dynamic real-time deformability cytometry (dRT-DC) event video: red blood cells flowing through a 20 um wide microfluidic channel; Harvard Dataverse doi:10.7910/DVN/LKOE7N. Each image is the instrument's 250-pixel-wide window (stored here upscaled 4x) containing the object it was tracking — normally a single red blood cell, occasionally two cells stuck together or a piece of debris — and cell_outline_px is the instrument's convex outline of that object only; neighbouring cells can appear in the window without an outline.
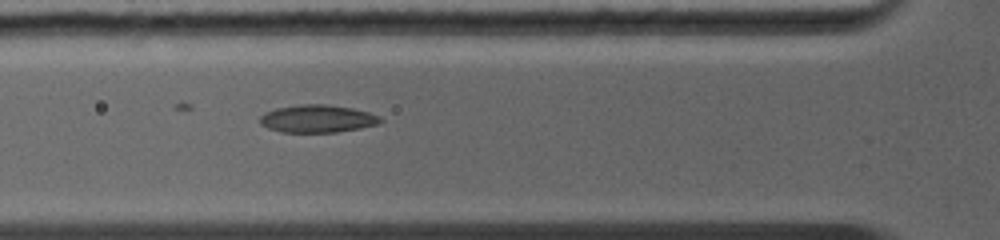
{"species": "common noctule bat (a hibernating species)", "species_latin": "Nyctalus noctula", "temperature_condition": "warm", "stored_images_in_passage": 22, "camera_frame_rate_fps": 5000, "um_per_image_px": 0.085, "animal": {"sex": "female", "body_mass_g": 19.0, "forearm_length_mm": 56.7}, "frame": {"image": 1, "passage_image": 7, "time_ms": 3.6, "image_size_px": [1000, 240], "cell_outline_px": [[384, 120], [380, 124], [360, 128], [336, 132], [280, 132], [268, 128], [260, 124], [260, 116], [264, 112], [276, 108], [300, 104], [324, 104], [352, 108], [368, 112], [380, 116]], "centroid_in_image_um": [26.98, 10.09], "position_along_channel_um": 98.8, "area_um2": 19.54}}
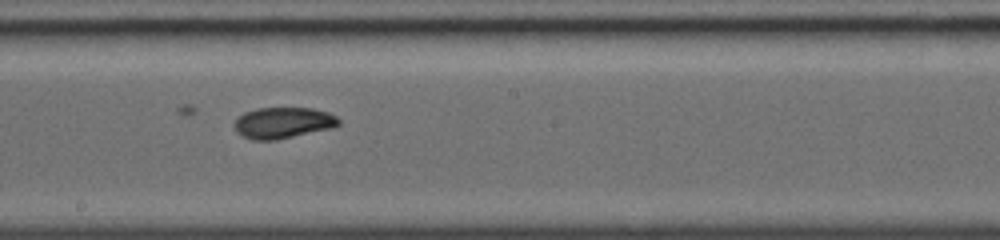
{"frame": {"image": 2, "passage_image": 12, "time_ms": 6.4, "image_size_px": [1000, 240], "cell_outline_px": [[340, 124], [332, 128], [276, 140], [252, 140], [240, 136], [236, 132], [232, 124], [244, 112], [256, 108], [312, 108], [328, 112], [336, 116], [340, 120]], "centroid_in_image_um": [24.03, 10.44], "position_along_channel_um": 224.2, "area_um2": 19.13}}
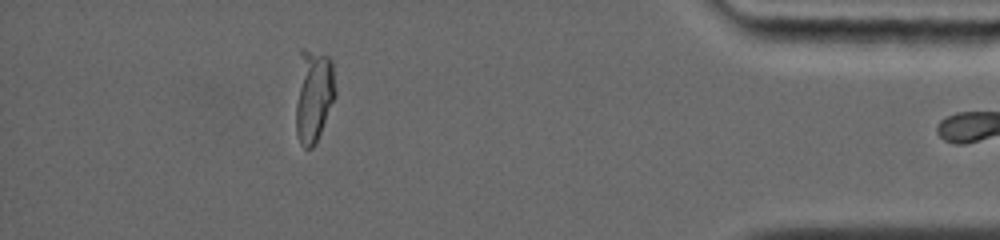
{"frame": {"image": 3, "passage_image": 21, "time_ms": 11.6, "image_size_px": [1000, 240], "cell_outline_px": [[336, 96], [320, 132], [312, 148], [304, 148], [300, 144], [296, 132], [296, 104], [300, 48], [304, 48], [328, 56], [332, 60], [336, 88]], "centroid_in_image_um": [26.65, 8.09], "position_along_channel_um": 408.5, "area_um2": 21.62}}